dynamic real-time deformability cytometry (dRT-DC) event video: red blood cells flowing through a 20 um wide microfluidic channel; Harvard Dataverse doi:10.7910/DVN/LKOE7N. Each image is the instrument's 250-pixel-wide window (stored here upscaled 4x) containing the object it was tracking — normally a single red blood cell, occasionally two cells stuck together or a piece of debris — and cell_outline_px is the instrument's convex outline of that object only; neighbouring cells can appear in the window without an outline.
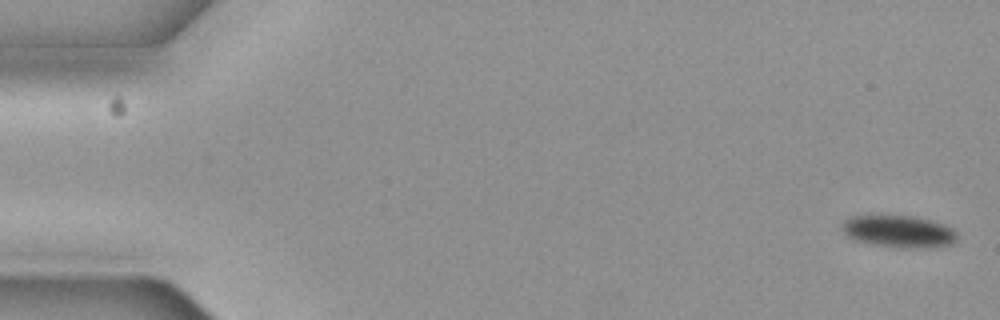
{"species": "common noctule bat (a hibernating species)", "species_latin": "Nyctalus noctula", "temperature_condition": "cold", "stored_images_in_passage": 4, "camera_frame_rate_fps": 3000, "um_per_image_px": 0.085, "animal": {"sex": "female", "body_mass_g": 19.3, "forearm_length_mm": 54.1}, "frame": {"image": 1, "passage_image": 1, "time_ms": 0.0, "image_size_px": [1000, 320], "cell_outline_px": [[956, 240], [952, 244], [924, 248], [876, 244], [856, 240], [848, 236], [844, 232], [844, 220], [848, 216], [876, 212], [880, 212], [916, 216], [932, 220], [944, 224], [952, 228], [956, 232]], "centroid_in_image_um": [76.37, 19.58], "position_along_channel_um": 8.6, "area_um2": 22.02}}